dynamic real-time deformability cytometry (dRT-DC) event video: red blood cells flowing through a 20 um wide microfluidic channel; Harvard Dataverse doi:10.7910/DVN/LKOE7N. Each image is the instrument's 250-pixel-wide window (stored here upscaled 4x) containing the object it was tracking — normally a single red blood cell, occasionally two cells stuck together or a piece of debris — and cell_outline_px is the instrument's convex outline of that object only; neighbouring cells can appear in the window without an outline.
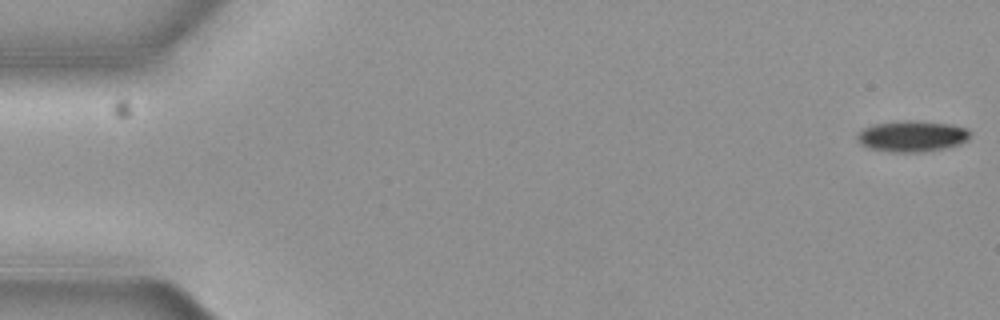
{"species": "common noctule bat (a hibernating species)", "species_latin": "Nyctalus noctula", "temperature_condition": "cold", "stored_images_in_passage": 9, "camera_frame_rate_fps": 3000, "um_per_image_px": 0.085, "animal": {"sex": "female", "body_mass_g": 19.3, "forearm_length_mm": 54.1}, "frame": {"image": 1, "passage_image": 1, "time_ms": 0.0, "image_size_px": [1000, 320], "cell_outline_px": [[972, 132], [968, 140], [960, 144], [944, 148], [920, 152], [896, 152], [868, 148], [860, 144], [856, 136], [864, 128], [872, 124], [900, 120], [916, 120], [952, 124], [968, 128]], "centroid_in_image_um": [77.55, 11.56], "position_along_channel_um": 7.4, "area_um2": 20.69}}
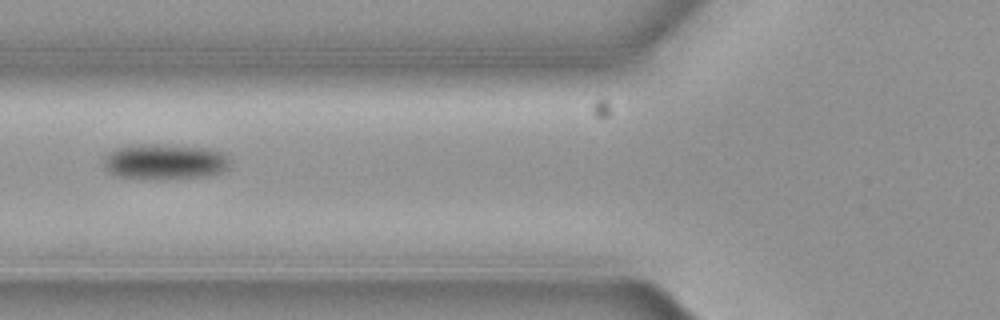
{"frame": {"image": 2, "passage_image": 7, "time_ms": 2.0, "image_size_px": [1000, 320], "cell_outline_px": [[232, 164], [228, 168], [220, 172], [208, 176], [164, 180], [152, 180], [116, 176], [108, 172], [104, 168], [104, 156], [108, 152], [116, 148], [128, 144], [156, 144], [208, 148], [224, 152], [232, 160]], "centroid_in_image_um": [14.01, 13.75], "position_along_channel_um": 111.8, "area_um2": 27.05}}
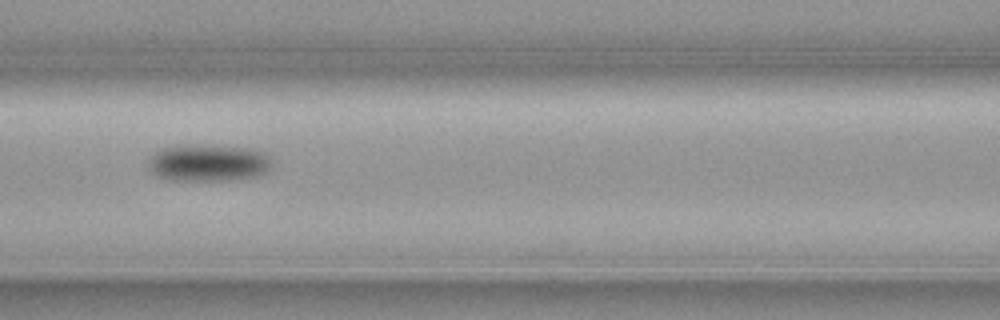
{"frame": {"image": 3, "passage_image": 8, "time_ms": 2.333, "image_size_px": [1000, 320], "cell_outline_px": [[268, 168], [264, 172], [252, 176], [224, 180], [168, 180], [156, 176], [148, 168], [148, 164], [152, 156], [156, 152], [164, 148], [180, 144], [200, 144], [248, 148], [264, 152], [268, 156]], "centroid_in_image_um": [17.61, 13.82], "position_along_channel_um": 149.0, "area_um2": 26.36}}